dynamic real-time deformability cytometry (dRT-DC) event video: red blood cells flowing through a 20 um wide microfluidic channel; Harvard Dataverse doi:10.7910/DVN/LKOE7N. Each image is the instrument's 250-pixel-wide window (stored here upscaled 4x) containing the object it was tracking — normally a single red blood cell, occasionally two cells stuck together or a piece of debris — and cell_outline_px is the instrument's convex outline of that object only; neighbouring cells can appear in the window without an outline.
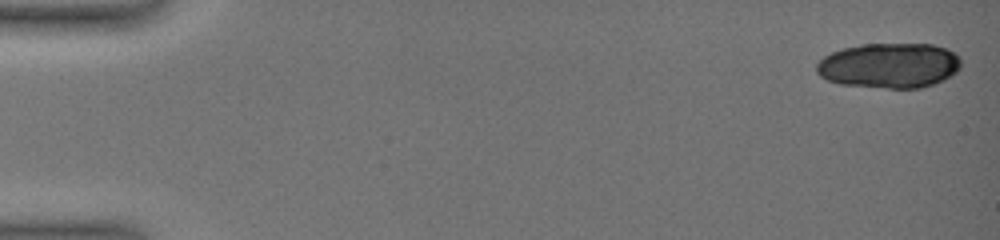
{"species": "common noctule bat (a hibernating species)", "species_latin": "Nyctalus noctula", "temperature_condition": "warm", "stored_images_in_passage": 8, "camera_frame_rate_fps": 3000, "um_per_image_px": 0.085, "animal": {"sex": "female", "body_mass_g": 19.0, "forearm_length_mm": 51.5}, "frame": {"image": 1, "passage_image": 1, "time_ms": 0.0, "image_size_px": [1000, 240], "cell_outline_px": [[960, 68], [956, 72], [944, 80], [920, 88], [888, 88], [840, 84], [828, 80], [820, 76], [816, 72], [816, 64], [824, 56], [832, 52], [844, 48], [860, 44], [932, 44], [944, 48], [960, 56]], "centroid_in_image_um": [75.58, 5.57], "position_along_channel_um": 9.4, "area_um2": 37.97}}